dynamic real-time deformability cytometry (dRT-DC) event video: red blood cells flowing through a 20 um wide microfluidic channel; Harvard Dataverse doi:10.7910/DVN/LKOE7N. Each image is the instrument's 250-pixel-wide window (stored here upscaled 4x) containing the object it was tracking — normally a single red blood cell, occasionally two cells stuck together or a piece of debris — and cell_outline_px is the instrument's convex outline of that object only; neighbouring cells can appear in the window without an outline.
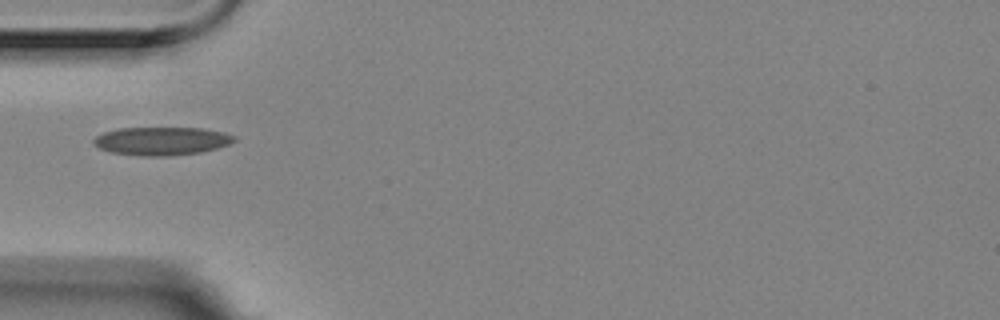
{"species": "Egyptian fruit bat (a non-hibernating species)", "species_latin": "Rousettus aegyptiacus", "temperature_condition": "room temperature", "stored_images_in_passage": 2, "camera_frame_rate_fps": 3000, "um_per_image_px": 0.085, "animal": {"sex": "female"}, "frame": {"image": 1, "passage_image": 1, "time_ms": 0.0, "image_size_px": [1000, 320], "cell_outline_px": [[236, 140], [228, 144], [216, 148], [200, 152], [168, 156], [144, 156], [112, 152], [100, 148], [92, 144], [92, 140], [96, 136], [104, 132], [120, 128], [204, 128], [224, 132], [236, 136]], "centroid_in_image_um": [13.74, 11.98], "position_along_channel_um": 71.3, "area_um2": 23.06}}
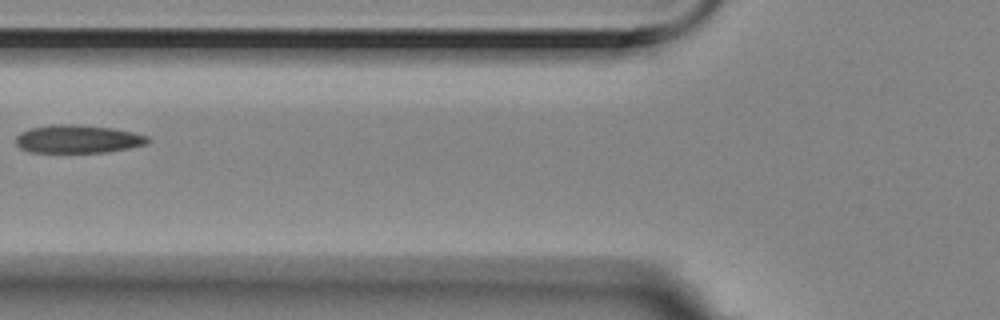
{"frame": {"image": 2, "passage_image": 2, "time_ms": 0.333, "image_size_px": [1000, 320], "cell_outline_px": [[152, 140], [148, 144], [108, 152], [28, 152], [20, 148], [16, 144], [16, 136], [20, 132], [28, 128], [52, 124], [76, 124], [112, 128], [132, 132], [148, 136]], "centroid_in_image_um": [6.61, 11.81], "position_along_channel_um": 119.2, "area_um2": 21.85}}